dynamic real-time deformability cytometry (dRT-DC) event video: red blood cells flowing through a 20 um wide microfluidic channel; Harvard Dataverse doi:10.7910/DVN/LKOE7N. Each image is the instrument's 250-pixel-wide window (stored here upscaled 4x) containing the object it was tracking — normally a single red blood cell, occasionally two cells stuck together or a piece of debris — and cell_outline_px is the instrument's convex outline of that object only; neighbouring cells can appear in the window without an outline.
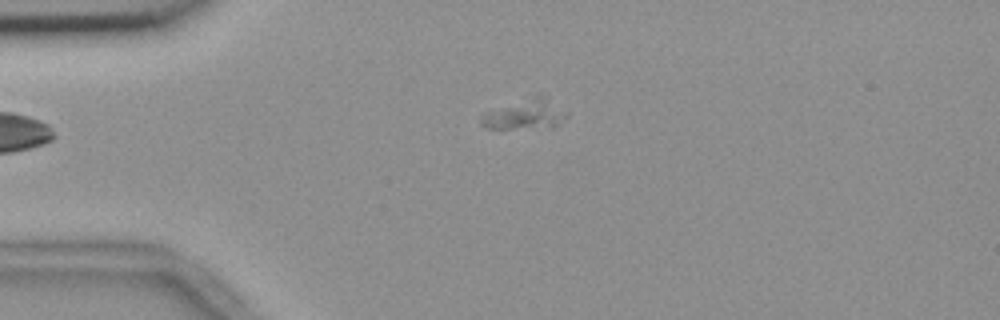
{"species": "common noctule bat (a hibernating species)", "species_latin": "Nyctalus noctula", "temperature_condition": "room temperature", "stored_images_in_passage": 43, "camera_frame_rate_fps": 3000, "um_per_image_px": 0.085, "animal": {"sex": "female", "body_mass_g": 18.4}, "frame": {"image": 1, "passage_image": 1, "time_ms": 0.0, "image_size_px": [1000, 320], "cell_outline_px": [[568, 116], [556, 128], [488, 128], [480, 124], [480, 116], [484, 112], [508, 108], [512, 108], [568, 112]], "centroid_in_image_um": [44.4, 10.09], "position_along_channel_um": 40.6, "area_um2": 10.75}}
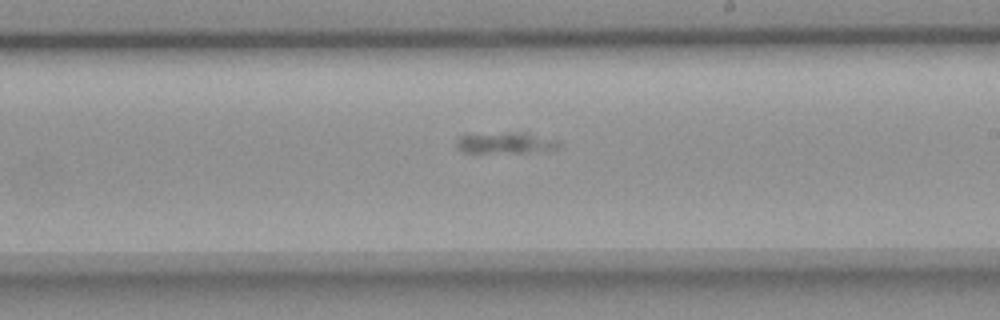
{"frame": {"image": 2, "passage_image": 20, "time_ms": 6.333, "image_size_px": [1000, 320], "cell_outline_px": [[560, 148], [528, 152], [464, 152], [456, 148], [456, 140], [460, 136], [508, 132], [556, 140], [560, 144]], "centroid_in_image_um": [42.88, 12.17], "position_along_channel_um": 246.1, "area_um2": 11.91}}
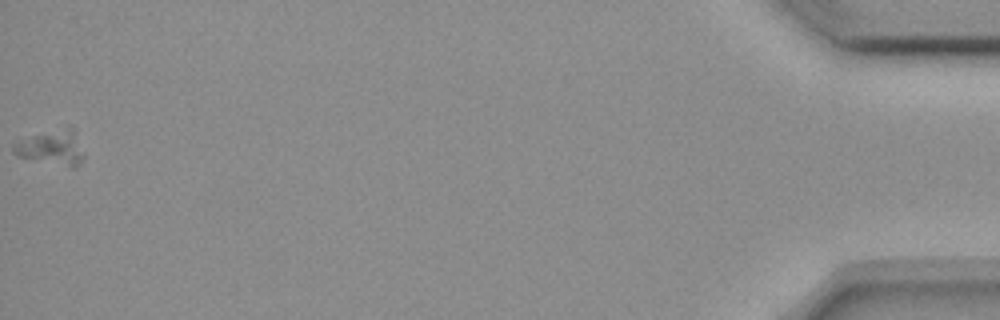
{"frame": {"image": 3, "passage_image": 43, "time_ms": 14.0, "image_size_px": [1000, 320], "cell_outline_px": [[84, 156], [72, 168], [20, 156], [12, 152], [12, 144], [20, 140], [68, 124], [72, 128]], "centroid_in_image_um": [4.38, 12.51], "position_along_channel_um": 430.8, "area_um2": 13.87}}